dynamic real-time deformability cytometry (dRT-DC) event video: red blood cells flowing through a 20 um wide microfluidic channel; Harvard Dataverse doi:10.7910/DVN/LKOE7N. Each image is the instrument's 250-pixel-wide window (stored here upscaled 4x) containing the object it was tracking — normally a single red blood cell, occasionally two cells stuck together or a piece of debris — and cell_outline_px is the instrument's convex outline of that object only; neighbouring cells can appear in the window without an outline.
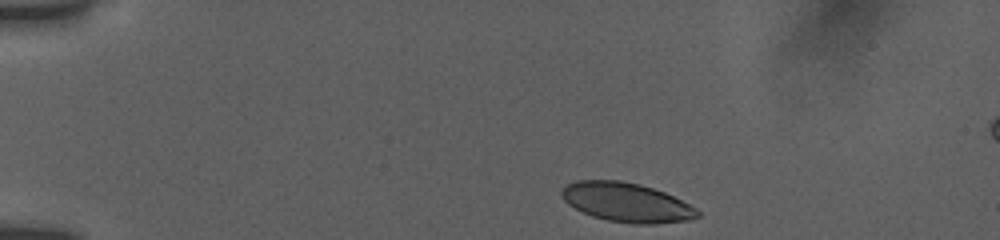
{"species": "human", "species_latin": "Homo sapiens", "temperature_condition": "room temperature", "stored_images_in_passage": 45, "camera_frame_rate_fps": 3000, "um_per_image_px": 0.085, "donor": {"sex": "female"}, "frame": {"image": 1, "passage_image": 1, "time_ms": 0.0, "image_size_px": [1000, 240], "cell_outline_px": [[700, 216], [688, 220], [656, 224], [632, 224], [608, 220], [592, 216], [568, 204], [564, 200], [560, 192], [568, 184], [576, 180], [620, 180], [640, 184], [664, 192], [696, 208], [700, 212]], "centroid_in_image_um": [53.26, 17.2], "position_along_channel_um": 31.7, "area_um2": 30.87}}
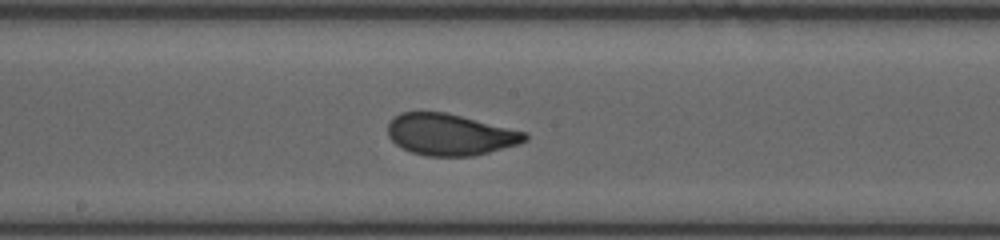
{"frame": {"image": 2, "passage_image": 21, "time_ms": 6.667, "image_size_px": [1000, 240], "cell_outline_px": [[528, 140], [520, 144], [472, 156], [428, 156], [412, 152], [396, 144], [388, 136], [388, 124], [400, 112], [444, 112], [528, 132]], "centroid_in_image_um": [38.29, 11.44], "position_along_channel_um": 209.9, "area_um2": 32.95}}
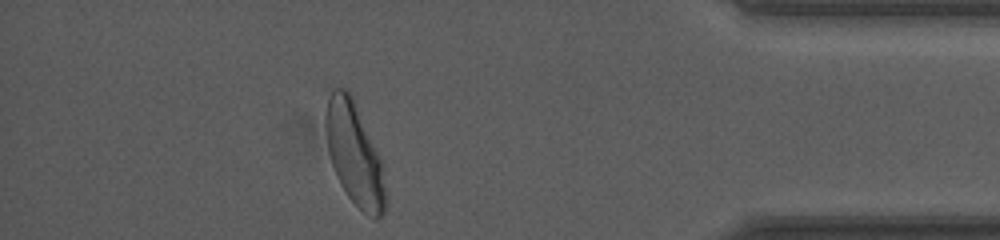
{"frame": {"image": 3, "passage_image": 39, "time_ms": 12.667, "image_size_px": [1000, 240], "cell_outline_px": [[388, 200], [384, 212], [376, 220], [368, 216], [348, 196], [340, 184], [332, 164], [328, 152], [324, 116], [328, 100], [332, 88], [344, 88], [352, 96], [380, 160]], "centroid_in_image_um": [30.11, 13.13], "position_along_channel_um": 405.1, "area_um2": 35.2}, "authors_computed_cell_mechanics": {"area_um2": 33.3506, "velocity_mm_per_s": 3.8289, "shape_relaxation_time_tau1_ms": 3.4303, "shape_relaxation_time_tau2_ms": null, "deformation_change_tau1": 0.1465, "deformation_change_tau2": null}}